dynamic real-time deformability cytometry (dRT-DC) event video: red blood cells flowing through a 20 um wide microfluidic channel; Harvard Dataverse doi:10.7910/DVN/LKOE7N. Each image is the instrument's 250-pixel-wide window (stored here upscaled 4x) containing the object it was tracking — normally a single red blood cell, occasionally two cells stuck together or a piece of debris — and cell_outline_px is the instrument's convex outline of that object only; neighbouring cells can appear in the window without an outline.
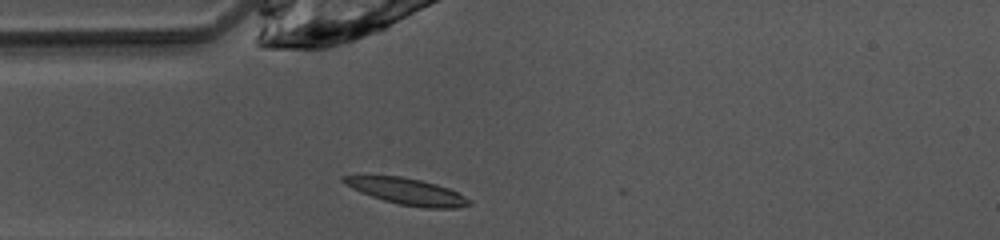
{"species": "common noctule bat (a hibernating species)", "species_latin": "Nyctalus noctula", "temperature_condition": "warm", "stored_images_in_passage": 19, "camera_frame_rate_fps": 3000, "um_per_image_px": 0.085, "animal": {"sex": "female", "body_mass_g": 10.0, "forearm_length_mm": 53.1}, "frame": {"image": 1, "passage_image": 1, "time_ms": 0.0, "image_size_px": [1000, 240], "cell_outline_px": [[472, 204], [456, 208], [424, 208], [400, 204], [384, 200], [360, 192], [344, 184], [340, 180], [340, 176], [400, 176], [420, 180], [436, 184], [448, 188], [472, 200]], "centroid_in_image_um": [34.6, 16.28], "position_along_channel_um": 50.4, "area_um2": 19.13}}
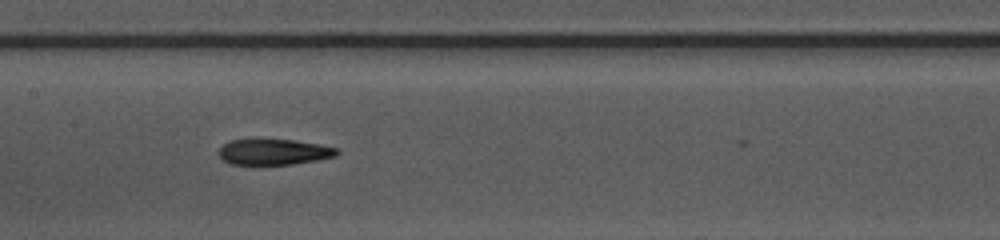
{"frame": {"image": 2, "passage_image": 11, "time_ms": 3.333, "image_size_px": [1000, 240], "cell_outline_px": [[340, 152], [336, 156], [316, 160], [292, 164], [256, 168], [228, 164], [216, 152], [224, 144], [232, 140], [256, 136], [292, 140], [320, 144], [336, 148]], "centroid_in_image_um": [23.16, 12.92], "position_along_channel_um": 184.2, "area_um2": 19.31}}
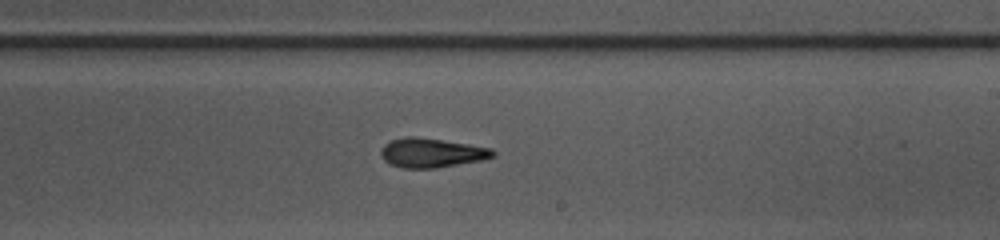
{"frame": {"image": 3, "passage_image": 16, "time_ms": 5.0, "image_size_px": [1000, 240], "cell_outline_px": [[496, 156], [484, 160], [436, 168], [400, 168], [388, 164], [384, 160], [380, 152], [384, 144], [392, 140], [404, 136], [416, 136], [468, 144], [492, 148], [496, 152]], "centroid_in_image_um": [36.69, 12.99], "position_along_channel_um": 252.3, "area_um2": 19.36}}